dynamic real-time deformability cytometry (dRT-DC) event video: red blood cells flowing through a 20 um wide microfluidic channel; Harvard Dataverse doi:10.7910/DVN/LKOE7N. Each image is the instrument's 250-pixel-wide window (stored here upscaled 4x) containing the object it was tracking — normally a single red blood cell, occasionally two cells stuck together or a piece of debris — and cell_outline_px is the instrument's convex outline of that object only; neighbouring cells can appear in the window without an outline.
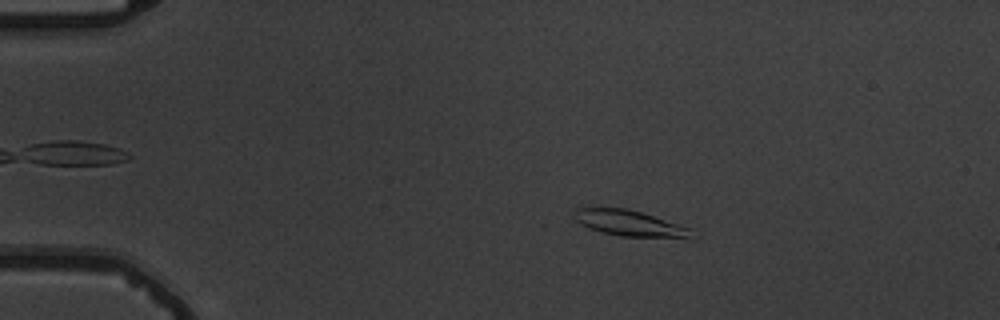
{"species": "common noctule bat (a hibernating species)", "species_latin": "Nyctalus noctula", "temperature_condition": "warm", "stored_images_in_passage": 48, "camera_frame_rate_fps": 3000, "um_per_image_px": 0.085, "animal": {"sex": "male", "body_mass_g": 19.5, "forearm_length_mm": 54.6}, "frame": {"image": 1, "passage_image": 3, "time_ms": 0.667, "image_size_px": [1000, 320], "cell_outline_px": [[692, 228], [688, 236], [620, 236], [588, 228], [580, 224], [576, 220], [572, 212], [576, 208], [628, 208]], "centroid_in_image_um": [53.38, 18.93], "position_along_channel_um": 31.6, "area_um2": 16.99}}
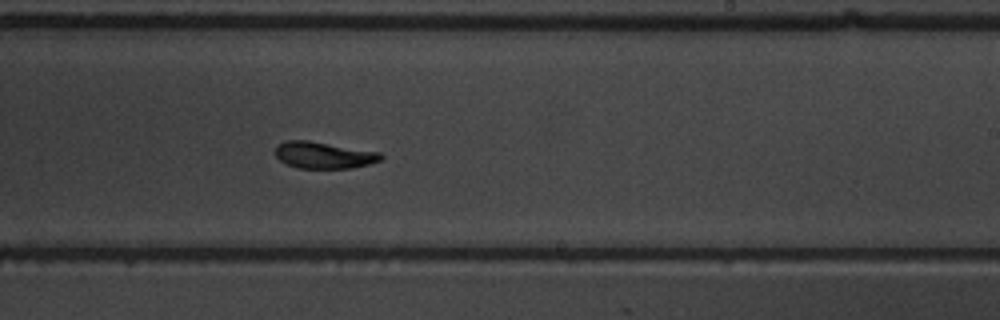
{"frame": {"image": 2, "passage_image": 27, "time_ms": 8.667, "image_size_px": [1000, 320], "cell_outline_px": [[384, 156], [380, 160], [368, 164], [352, 168], [296, 168], [280, 160], [272, 152], [276, 144], [284, 140], [308, 140], [380, 152]], "centroid_in_image_um": [27.46, 13.17], "position_along_channel_um": 261.5, "area_um2": 16.59}}
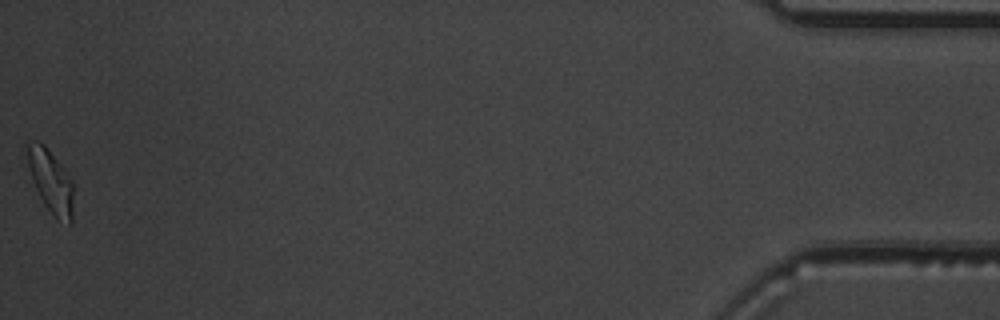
{"frame": {"image": 3, "passage_image": 48, "time_ms": 15.667, "image_size_px": [1000, 320], "cell_outline_px": [[72, 224], [68, 224], [56, 220], [44, 204], [36, 188], [28, 168], [24, 144], [32, 140], [40, 140], [44, 144], [64, 168], [72, 180]], "centroid_in_image_um": [4.28, 15.36], "position_along_channel_um": 430.9, "area_um2": 17.22}, "authors_computed_cell_mechanics": {"area_um2": 16.9932, "velocity_mm_per_s": 3.6768, "shape_relaxation_time_tau1_ms": 4.1545, "shape_relaxation_time_tau2_ms": 2.6403, "deformation_change_tau1": 0.127, "deformation_change_tau2": 0.0769}}